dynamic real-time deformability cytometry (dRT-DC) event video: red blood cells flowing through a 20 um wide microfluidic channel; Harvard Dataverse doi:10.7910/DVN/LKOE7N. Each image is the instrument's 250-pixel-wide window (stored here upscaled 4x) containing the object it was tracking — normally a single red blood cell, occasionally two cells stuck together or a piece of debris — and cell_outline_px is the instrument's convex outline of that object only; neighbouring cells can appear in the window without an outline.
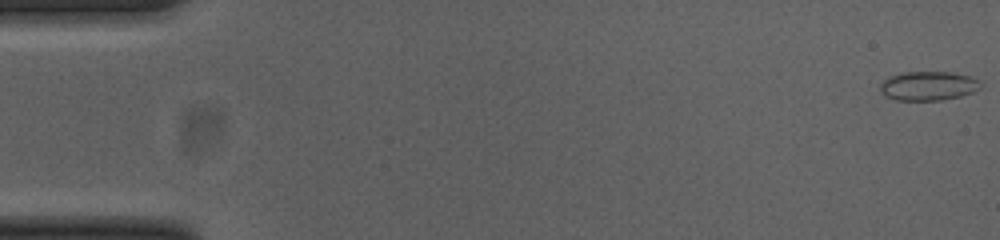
{"species": "common noctule bat (a hibernating species)", "species_latin": "Nyctalus noctula", "temperature_condition": "cold", "stored_images_in_passage": 53, "camera_frame_rate_fps": 3000, "um_per_image_px": 0.085, "animal": {"sex": "female", "body_mass_g": 23.0, "forearm_length_mm": 53.4}, "frame": {"image": 1, "passage_image": 1, "time_ms": 0.0, "image_size_px": [1000, 240], "cell_outline_px": [[980, 88], [972, 92], [960, 96], [940, 100], [896, 100], [880, 92], [880, 84], [888, 76], [904, 72], [952, 72], [968, 76], [976, 80]], "centroid_in_image_um": [78.84, 7.3], "position_along_channel_um": 6.2, "area_um2": 16.76}}
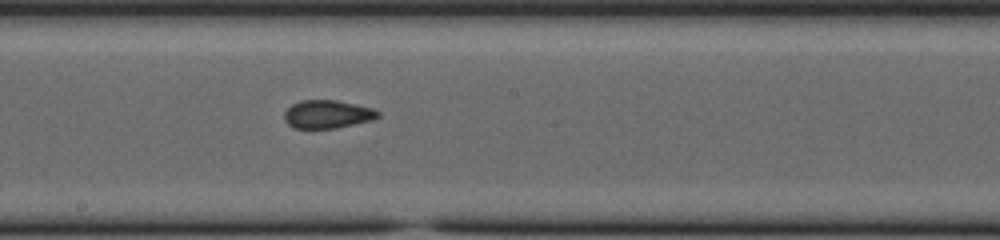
{"frame": {"image": 2, "passage_image": 29, "time_ms": 9.333, "image_size_px": [1000, 240], "cell_outline_px": [[380, 116], [372, 120], [336, 128], [296, 128], [288, 124], [284, 120], [284, 112], [292, 104], [300, 100], [336, 100], [356, 104], [372, 108], [380, 112]], "centroid_in_image_um": [27.83, 9.7], "position_along_channel_um": 220.4, "area_um2": 15.37}}
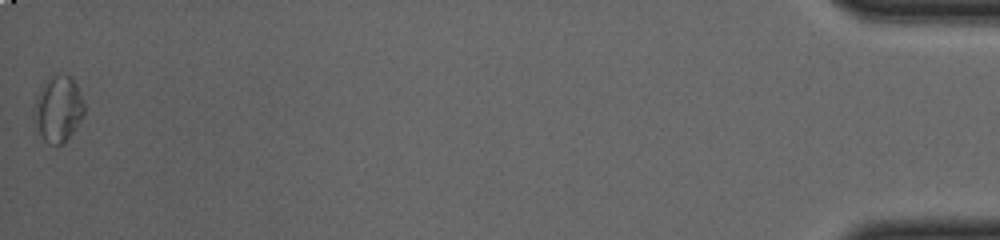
{"frame": {"image": 3, "passage_image": 53, "time_ms": 17.333, "image_size_px": [1000, 240], "cell_outline_px": [[84, 112], [80, 120], [64, 144], [48, 144], [44, 140], [40, 132], [36, 120], [36, 96], [48, 80], [52, 76], [60, 72], [72, 76], [80, 92], [84, 104]], "centroid_in_image_um": [5.0, 9.23], "position_along_channel_um": 430.2, "area_um2": 18.67}, "authors_computed_cell_mechanics": {"area_um2": 15.9528, "velocity_mm_per_s": 3.8664, "shape_relaxation_time_tau1_ms": null, "shape_relaxation_time_tau2_ms": 1.9441, "deformation_change_tau1": null, "deformation_change_tau2": 0.0476}}